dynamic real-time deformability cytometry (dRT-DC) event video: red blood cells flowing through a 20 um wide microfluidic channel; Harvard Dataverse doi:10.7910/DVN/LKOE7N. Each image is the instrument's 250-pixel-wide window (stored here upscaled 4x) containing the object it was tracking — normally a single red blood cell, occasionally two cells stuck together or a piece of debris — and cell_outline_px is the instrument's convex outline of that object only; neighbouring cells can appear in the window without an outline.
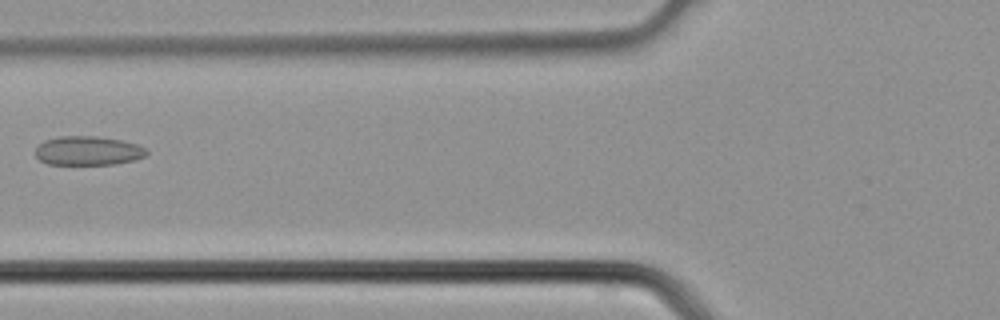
{"species": "common noctule bat (a hibernating species)", "species_latin": "Nyctalus noctula", "temperature_condition": "cold", "stored_images_in_passage": 6, "camera_frame_rate_fps": 3000, "um_per_image_px": 0.085, "animal": {"sex": "male", "body_mass_g": 21.5, "forearm_length_mm": 52.0}, "frame": {"image": 1, "passage_image": 6, "time_ms": 1.667, "image_size_px": [1000, 320], "cell_outline_px": [[148, 152], [144, 156], [136, 160], [116, 164], [48, 164], [40, 160], [36, 156], [36, 148], [44, 140], [60, 136], [96, 136], [120, 140], [136, 144], [144, 148]], "centroid_in_image_um": [7.47, 12.81], "position_along_channel_um": 118.3, "area_um2": 18.73}}